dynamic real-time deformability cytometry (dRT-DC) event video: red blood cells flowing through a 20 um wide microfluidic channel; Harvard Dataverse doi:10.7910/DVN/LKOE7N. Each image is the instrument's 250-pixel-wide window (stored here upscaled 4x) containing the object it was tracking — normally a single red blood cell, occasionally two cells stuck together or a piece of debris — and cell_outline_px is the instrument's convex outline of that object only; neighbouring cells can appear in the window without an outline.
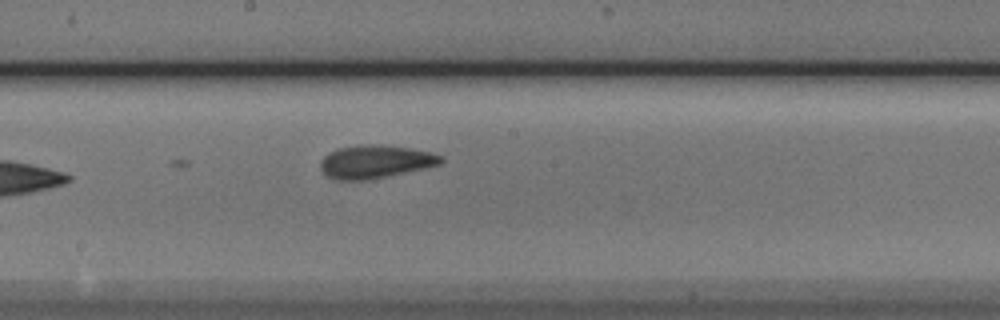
{"species": "Egyptian fruit bat (a non-hibernating species)", "species_latin": "Rousettus aegyptiacus", "temperature_condition": "cold", "stored_images_in_passage": 5, "camera_frame_rate_fps": 3000, "um_per_image_px": 0.085, "animal": {"sex": "male"}, "frame": {"image": 1, "passage_image": 5, "time_ms": 1.333, "image_size_px": [1000, 320], "cell_outline_px": [[444, 160], [440, 164], [424, 168], [368, 180], [336, 180], [328, 176], [320, 168], [320, 160], [328, 152], [340, 148], [368, 144], [376, 144], [408, 148], [428, 152], [444, 156]], "centroid_in_image_um": [31.88, 13.75], "position_along_channel_um": 216.3, "area_um2": 23.0}}